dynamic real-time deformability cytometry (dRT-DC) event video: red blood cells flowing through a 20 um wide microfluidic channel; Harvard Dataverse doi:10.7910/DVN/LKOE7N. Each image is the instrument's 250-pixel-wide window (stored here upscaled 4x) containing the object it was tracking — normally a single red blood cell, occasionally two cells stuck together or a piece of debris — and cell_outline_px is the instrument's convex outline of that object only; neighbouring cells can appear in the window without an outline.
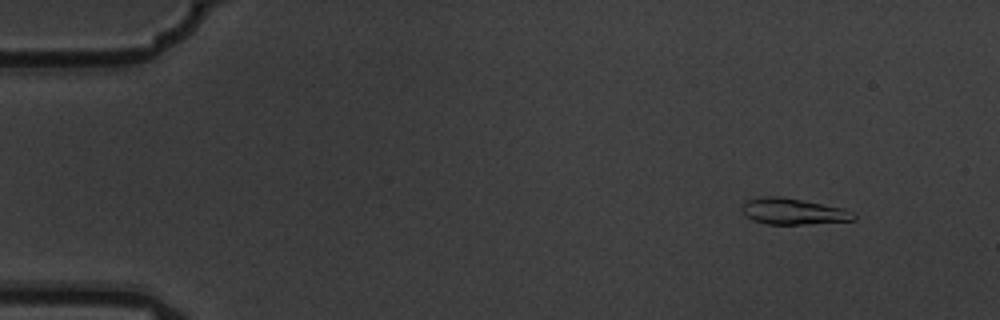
{"species": "common noctule bat (a hibernating species)", "species_latin": "Nyctalus noctula", "temperature_condition": "warm", "stored_images_in_passage": 6, "camera_frame_rate_fps": 3000, "um_per_image_px": 0.085, "animal": {"sex": "male", "body_mass_g": 19.5, "forearm_length_mm": 54.6}, "frame": {"image": 1, "passage_image": 2, "time_ms": 0.333, "image_size_px": [1000, 320], "cell_outline_px": [[856, 220], [800, 224], [768, 224], [752, 220], [740, 208], [744, 200], [764, 196], [780, 196], [844, 208], [852, 212], [856, 216]], "centroid_in_image_um": [67.39, 17.96], "position_along_channel_um": 17.6, "area_um2": 16.94}}